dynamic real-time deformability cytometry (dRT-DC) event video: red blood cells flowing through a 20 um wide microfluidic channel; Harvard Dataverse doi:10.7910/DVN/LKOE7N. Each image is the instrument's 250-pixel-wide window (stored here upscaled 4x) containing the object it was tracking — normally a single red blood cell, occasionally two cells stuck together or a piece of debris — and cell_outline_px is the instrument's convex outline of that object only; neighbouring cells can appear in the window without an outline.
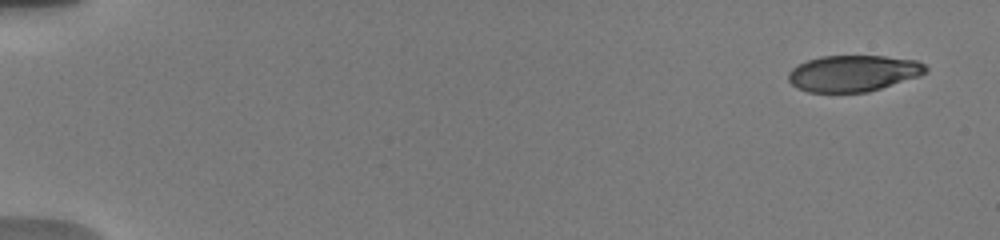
{"species": "human", "species_latin": "Homo sapiens", "temperature_condition": "warm", "stored_images_in_passage": 58, "camera_frame_rate_fps": 3000, "um_per_image_px": 0.085, "donor": {"sex": "male"}, "frame": {"image": 1, "passage_image": 6, "time_ms": 0.667, "image_size_px": [1000, 240], "cell_outline_px": [[928, 72], [920, 76], [868, 92], [808, 92], [796, 88], [788, 80], [788, 72], [792, 68], [808, 60], [820, 56], [884, 56], [916, 60], [924, 64], [928, 68]], "centroid_in_image_um": [72.54, 6.23], "position_along_channel_um": 12.5, "area_um2": 29.13}}
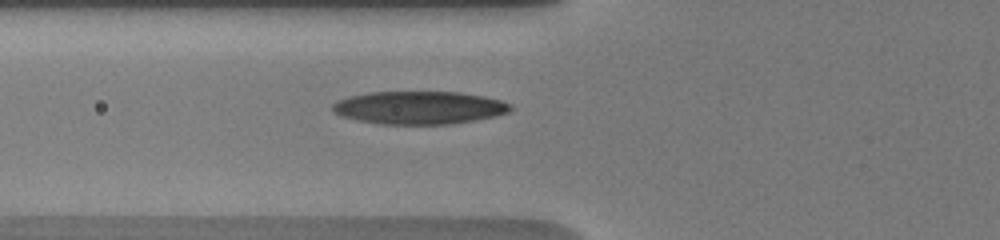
{"frame": {"image": 2, "passage_image": 46, "time_ms": 7.0, "image_size_px": [1000, 240], "cell_outline_px": [[512, 108], [508, 112], [496, 116], [476, 120], [452, 124], [380, 124], [356, 120], [340, 116], [332, 112], [332, 104], [336, 100], [348, 96], [368, 92], [460, 92], [484, 96], [500, 100], [512, 104]], "centroid_in_image_um": [35.6, 9.15], "position_along_channel_um": 90.2, "area_um2": 34.51}}
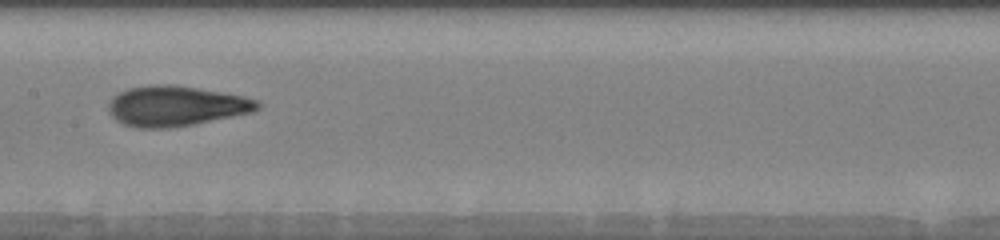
{"frame": {"image": 3, "passage_image": 57, "time_ms": 9.667, "image_size_px": [1000, 240], "cell_outline_px": [[260, 108], [252, 112], [196, 124], [168, 128], [136, 128], [124, 124], [116, 120], [108, 112], [108, 104], [112, 96], [128, 88], [148, 84], [168, 84], [224, 92], [244, 96], [260, 100]], "centroid_in_image_um": [14.95, 9.01], "position_along_channel_um": 192.5, "area_um2": 35.26}}